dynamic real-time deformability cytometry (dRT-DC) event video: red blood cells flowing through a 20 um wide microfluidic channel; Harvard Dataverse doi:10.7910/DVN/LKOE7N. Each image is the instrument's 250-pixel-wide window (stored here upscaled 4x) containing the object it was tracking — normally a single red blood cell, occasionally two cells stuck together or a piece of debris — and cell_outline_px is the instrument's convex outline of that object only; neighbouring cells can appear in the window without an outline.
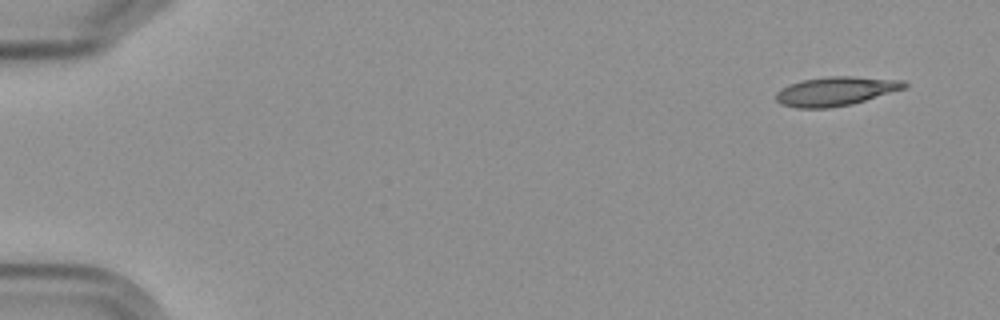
{"species": "Egyptian fruit bat (a non-hibernating species)", "species_latin": "Rousettus aegyptiacus", "temperature_condition": "cold", "stored_images_in_passage": 8, "camera_frame_rate_fps": 3000, "um_per_image_px": 0.085, "frame": {"image": 1, "passage_image": 1, "time_ms": 0.0, "image_size_px": [1000, 320], "cell_outline_px": [[908, 84], [904, 88], [852, 104], [828, 108], [796, 108], [780, 104], [776, 100], [776, 92], [788, 84], [804, 80], [828, 76], [852, 76], [904, 80]], "centroid_in_image_um": [71.0, 7.75], "position_along_channel_um": 14.0, "area_um2": 21.62}}
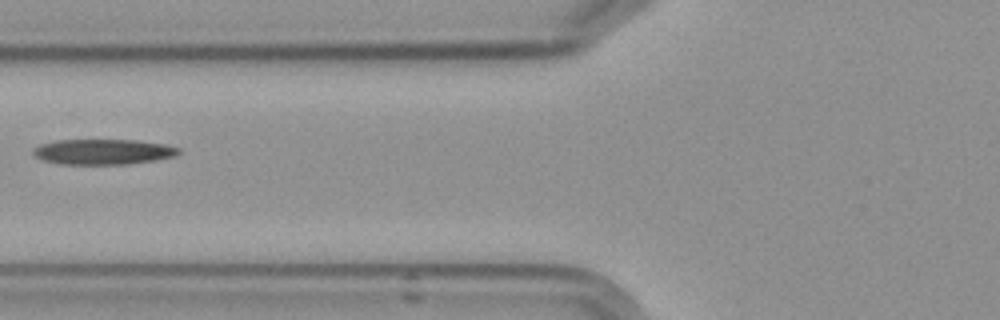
{"frame": {"image": 2, "passage_image": 6, "time_ms": 6.667, "image_size_px": [1000, 320], "cell_outline_px": [[180, 152], [176, 156], [156, 160], [128, 164], [60, 164], [44, 160], [36, 156], [32, 152], [32, 148], [40, 144], [56, 140], [136, 140], [164, 144], [180, 148]], "centroid_in_image_um": [8.77, 12.9], "position_along_channel_um": 117.0, "area_um2": 21.56}}
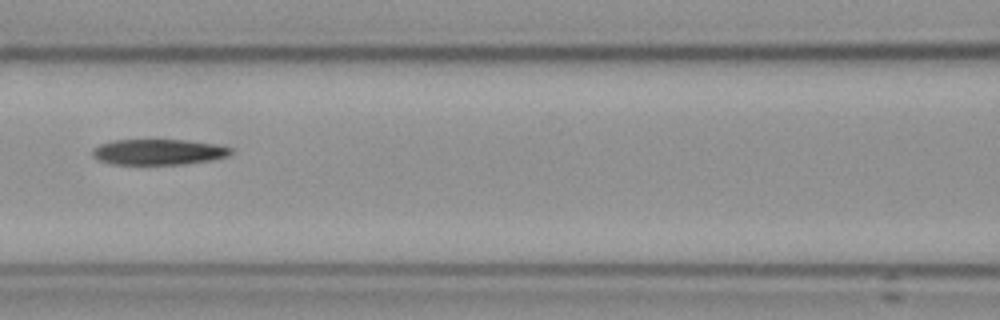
{"frame": {"image": 3, "passage_image": 7, "time_ms": 7.667, "image_size_px": [1000, 320], "cell_outline_px": [[236, 152], [228, 156], [212, 160], [184, 164], [108, 164], [96, 160], [92, 156], [92, 148], [100, 144], [112, 140], [188, 140], [216, 144], [232, 148]], "centroid_in_image_um": [13.47, 12.92], "position_along_channel_um": 153.1, "area_um2": 21.04}}